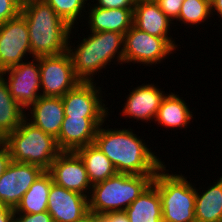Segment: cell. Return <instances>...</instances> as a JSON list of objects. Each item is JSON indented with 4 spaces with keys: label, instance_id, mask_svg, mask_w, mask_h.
<instances>
[{
    "label": "cell",
    "instance_id": "1",
    "mask_svg": "<svg viewBox=\"0 0 222 222\" xmlns=\"http://www.w3.org/2000/svg\"><path fill=\"white\" fill-rule=\"evenodd\" d=\"M104 125L99 126L94 144L112 162L117 173L156 175L165 165L131 128L113 129L107 125L106 129Z\"/></svg>",
    "mask_w": 222,
    "mask_h": 222
},
{
    "label": "cell",
    "instance_id": "2",
    "mask_svg": "<svg viewBox=\"0 0 222 222\" xmlns=\"http://www.w3.org/2000/svg\"><path fill=\"white\" fill-rule=\"evenodd\" d=\"M20 14L27 22L32 57L67 52L69 34L77 27L68 25L49 4L44 0H25Z\"/></svg>",
    "mask_w": 222,
    "mask_h": 222
},
{
    "label": "cell",
    "instance_id": "3",
    "mask_svg": "<svg viewBox=\"0 0 222 222\" xmlns=\"http://www.w3.org/2000/svg\"><path fill=\"white\" fill-rule=\"evenodd\" d=\"M71 37L69 34L67 51L75 75L81 82H95L94 75L110 66L111 62L123 65L124 34L112 31L90 32L88 37H80L83 39L77 41L79 43L75 47L72 46Z\"/></svg>",
    "mask_w": 222,
    "mask_h": 222
},
{
    "label": "cell",
    "instance_id": "4",
    "mask_svg": "<svg viewBox=\"0 0 222 222\" xmlns=\"http://www.w3.org/2000/svg\"><path fill=\"white\" fill-rule=\"evenodd\" d=\"M155 175L116 173L92 185L89 211L98 215L125 211L152 183Z\"/></svg>",
    "mask_w": 222,
    "mask_h": 222
},
{
    "label": "cell",
    "instance_id": "5",
    "mask_svg": "<svg viewBox=\"0 0 222 222\" xmlns=\"http://www.w3.org/2000/svg\"><path fill=\"white\" fill-rule=\"evenodd\" d=\"M2 142L8 147L11 161L24 162L48 170L61 152L56 139L34 126L26 117Z\"/></svg>",
    "mask_w": 222,
    "mask_h": 222
},
{
    "label": "cell",
    "instance_id": "6",
    "mask_svg": "<svg viewBox=\"0 0 222 222\" xmlns=\"http://www.w3.org/2000/svg\"><path fill=\"white\" fill-rule=\"evenodd\" d=\"M166 167L165 164L152 181L161 197L162 222H196V185L181 173H168Z\"/></svg>",
    "mask_w": 222,
    "mask_h": 222
},
{
    "label": "cell",
    "instance_id": "7",
    "mask_svg": "<svg viewBox=\"0 0 222 222\" xmlns=\"http://www.w3.org/2000/svg\"><path fill=\"white\" fill-rule=\"evenodd\" d=\"M173 37H156L134 25L124 34L123 63L142 66L160 64L178 49ZM168 56V57H167Z\"/></svg>",
    "mask_w": 222,
    "mask_h": 222
},
{
    "label": "cell",
    "instance_id": "8",
    "mask_svg": "<svg viewBox=\"0 0 222 222\" xmlns=\"http://www.w3.org/2000/svg\"><path fill=\"white\" fill-rule=\"evenodd\" d=\"M41 96L63 97L81 81L75 75L70 54L39 56Z\"/></svg>",
    "mask_w": 222,
    "mask_h": 222
},
{
    "label": "cell",
    "instance_id": "9",
    "mask_svg": "<svg viewBox=\"0 0 222 222\" xmlns=\"http://www.w3.org/2000/svg\"><path fill=\"white\" fill-rule=\"evenodd\" d=\"M28 55L31 56L30 58H34L30 47L27 22L19 14L0 24V72L29 60Z\"/></svg>",
    "mask_w": 222,
    "mask_h": 222
},
{
    "label": "cell",
    "instance_id": "10",
    "mask_svg": "<svg viewBox=\"0 0 222 222\" xmlns=\"http://www.w3.org/2000/svg\"><path fill=\"white\" fill-rule=\"evenodd\" d=\"M15 101L26 111L41 96L39 59L22 62L0 72ZM7 75V77H6Z\"/></svg>",
    "mask_w": 222,
    "mask_h": 222
},
{
    "label": "cell",
    "instance_id": "11",
    "mask_svg": "<svg viewBox=\"0 0 222 222\" xmlns=\"http://www.w3.org/2000/svg\"><path fill=\"white\" fill-rule=\"evenodd\" d=\"M53 183L89 198L92 185L84 161L74 151H61L47 170Z\"/></svg>",
    "mask_w": 222,
    "mask_h": 222
},
{
    "label": "cell",
    "instance_id": "12",
    "mask_svg": "<svg viewBox=\"0 0 222 222\" xmlns=\"http://www.w3.org/2000/svg\"><path fill=\"white\" fill-rule=\"evenodd\" d=\"M97 82H80L63 97L64 115L70 117H108L102 89ZM103 101V102H102ZM109 113V114H108Z\"/></svg>",
    "mask_w": 222,
    "mask_h": 222
},
{
    "label": "cell",
    "instance_id": "13",
    "mask_svg": "<svg viewBox=\"0 0 222 222\" xmlns=\"http://www.w3.org/2000/svg\"><path fill=\"white\" fill-rule=\"evenodd\" d=\"M44 171L34 164L11 161L0 177V200L15 209L23 195Z\"/></svg>",
    "mask_w": 222,
    "mask_h": 222
},
{
    "label": "cell",
    "instance_id": "14",
    "mask_svg": "<svg viewBox=\"0 0 222 222\" xmlns=\"http://www.w3.org/2000/svg\"><path fill=\"white\" fill-rule=\"evenodd\" d=\"M107 117L64 116L56 142L60 151H74L93 144L98 128Z\"/></svg>",
    "mask_w": 222,
    "mask_h": 222
},
{
    "label": "cell",
    "instance_id": "15",
    "mask_svg": "<svg viewBox=\"0 0 222 222\" xmlns=\"http://www.w3.org/2000/svg\"><path fill=\"white\" fill-rule=\"evenodd\" d=\"M158 87L149 82L133 87L125 97L126 103L124 102L120 115L137 121H147L146 123L155 121L161 102L166 96L165 91H161Z\"/></svg>",
    "mask_w": 222,
    "mask_h": 222
},
{
    "label": "cell",
    "instance_id": "16",
    "mask_svg": "<svg viewBox=\"0 0 222 222\" xmlns=\"http://www.w3.org/2000/svg\"><path fill=\"white\" fill-rule=\"evenodd\" d=\"M89 211L88 197L55 183L48 195L47 212L54 222H74Z\"/></svg>",
    "mask_w": 222,
    "mask_h": 222
},
{
    "label": "cell",
    "instance_id": "17",
    "mask_svg": "<svg viewBox=\"0 0 222 222\" xmlns=\"http://www.w3.org/2000/svg\"><path fill=\"white\" fill-rule=\"evenodd\" d=\"M27 110L30 114L25 113V117L29 122L55 139L58 137L65 116L62 97L40 96Z\"/></svg>",
    "mask_w": 222,
    "mask_h": 222
},
{
    "label": "cell",
    "instance_id": "18",
    "mask_svg": "<svg viewBox=\"0 0 222 222\" xmlns=\"http://www.w3.org/2000/svg\"><path fill=\"white\" fill-rule=\"evenodd\" d=\"M87 6L86 21L88 20L87 29L90 32L112 31L125 34L133 25L134 9L92 7L90 0Z\"/></svg>",
    "mask_w": 222,
    "mask_h": 222
},
{
    "label": "cell",
    "instance_id": "19",
    "mask_svg": "<svg viewBox=\"0 0 222 222\" xmlns=\"http://www.w3.org/2000/svg\"><path fill=\"white\" fill-rule=\"evenodd\" d=\"M171 24L173 22L160 9L155 0L136 1L133 10V25L139 30L156 37H172L169 32L174 24Z\"/></svg>",
    "mask_w": 222,
    "mask_h": 222
},
{
    "label": "cell",
    "instance_id": "20",
    "mask_svg": "<svg viewBox=\"0 0 222 222\" xmlns=\"http://www.w3.org/2000/svg\"><path fill=\"white\" fill-rule=\"evenodd\" d=\"M170 93L163 98L154 122H157L159 126L171 128V130L175 128L178 130L186 129L188 124H191L190 121L193 118L190 105L175 92Z\"/></svg>",
    "mask_w": 222,
    "mask_h": 222
},
{
    "label": "cell",
    "instance_id": "21",
    "mask_svg": "<svg viewBox=\"0 0 222 222\" xmlns=\"http://www.w3.org/2000/svg\"><path fill=\"white\" fill-rule=\"evenodd\" d=\"M130 222H162L161 197L151 183L124 211Z\"/></svg>",
    "mask_w": 222,
    "mask_h": 222
},
{
    "label": "cell",
    "instance_id": "22",
    "mask_svg": "<svg viewBox=\"0 0 222 222\" xmlns=\"http://www.w3.org/2000/svg\"><path fill=\"white\" fill-rule=\"evenodd\" d=\"M208 187L207 190L206 188L202 190V193L196 188L195 220L196 222H222V176Z\"/></svg>",
    "mask_w": 222,
    "mask_h": 222
},
{
    "label": "cell",
    "instance_id": "23",
    "mask_svg": "<svg viewBox=\"0 0 222 222\" xmlns=\"http://www.w3.org/2000/svg\"><path fill=\"white\" fill-rule=\"evenodd\" d=\"M52 184V177L45 170L23 195L14 213L36 214L47 211L48 195Z\"/></svg>",
    "mask_w": 222,
    "mask_h": 222
},
{
    "label": "cell",
    "instance_id": "24",
    "mask_svg": "<svg viewBox=\"0 0 222 222\" xmlns=\"http://www.w3.org/2000/svg\"><path fill=\"white\" fill-rule=\"evenodd\" d=\"M76 152L84 161L91 185L105 181L117 173L112 162L94 143L82 147Z\"/></svg>",
    "mask_w": 222,
    "mask_h": 222
},
{
    "label": "cell",
    "instance_id": "25",
    "mask_svg": "<svg viewBox=\"0 0 222 222\" xmlns=\"http://www.w3.org/2000/svg\"><path fill=\"white\" fill-rule=\"evenodd\" d=\"M26 111L13 99L0 73V139L13 132L25 118Z\"/></svg>",
    "mask_w": 222,
    "mask_h": 222
},
{
    "label": "cell",
    "instance_id": "26",
    "mask_svg": "<svg viewBox=\"0 0 222 222\" xmlns=\"http://www.w3.org/2000/svg\"><path fill=\"white\" fill-rule=\"evenodd\" d=\"M211 5L205 0H184L181 6V10L178 16L179 23L186 25L202 24L208 21L211 16Z\"/></svg>",
    "mask_w": 222,
    "mask_h": 222
},
{
    "label": "cell",
    "instance_id": "27",
    "mask_svg": "<svg viewBox=\"0 0 222 222\" xmlns=\"http://www.w3.org/2000/svg\"><path fill=\"white\" fill-rule=\"evenodd\" d=\"M49 4L68 25L75 27L81 19L85 20L84 15L86 12V5L89 4L88 0H44ZM91 1V0H90ZM84 12V13H83ZM83 16V18H81ZM81 18V19H80ZM78 19V20H77Z\"/></svg>",
    "mask_w": 222,
    "mask_h": 222
},
{
    "label": "cell",
    "instance_id": "28",
    "mask_svg": "<svg viewBox=\"0 0 222 222\" xmlns=\"http://www.w3.org/2000/svg\"><path fill=\"white\" fill-rule=\"evenodd\" d=\"M21 6L15 0H0V24L17 17Z\"/></svg>",
    "mask_w": 222,
    "mask_h": 222
},
{
    "label": "cell",
    "instance_id": "29",
    "mask_svg": "<svg viewBox=\"0 0 222 222\" xmlns=\"http://www.w3.org/2000/svg\"><path fill=\"white\" fill-rule=\"evenodd\" d=\"M160 9L166 14L171 21L178 19L181 6L184 0H155Z\"/></svg>",
    "mask_w": 222,
    "mask_h": 222
},
{
    "label": "cell",
    "instance_id": "30",
    "mask_svg": "<svg viewBox=\"0 0 222 222\" xmlns=\"http://www.w3.org/2000/svg\"><path fill=\"white\" fill-rule=\"evenodd\" d=\"M137 0H95L92 6L99 8H121V9H134Z\"/></svg>",
    "mask_w": 222,
    "mask_h": 222
},
{
    "label": "cell",
    "instance_id": "31",
    "mask_svg": "<svg viewBox=\"0 0 222 222\" xmlns=\"http://www.w3.org/2000/svg\"><path fill=\"white\" fill-rule=\"evenodd\" d=\"M14 222H54L51 215L47 212L36 214H14Z\"/></svg>",
    "mask_w": 222,
    "mask_h": 222
},
{
    "label": "cell",
    "instance_id": "32",
    "mask_svg": "<svg viewBox=\"0 0 222 222\" xmlns=\"http://www.w3.org/2000/svg\"><path fill=\"white\" fill-rule=\"evenodd\" d=\"M97 222H130L124 211L109 212L98 215Z\"/></svg>",
    "mask_w": 222,
    "mask_h": 222
},
{
    "label": "cell",
    "instance_id": "33",
    "mask_svg": "<svg viewBox=\"0 0 222 222\" xmlns=\"http://www.w3.org/2000/svg\"><path fill=\"white\" fill-rule=\"evenodd\" d=\"M11 162L10 152L8 147L1 142L0 143V177L5 172L7 166Z\"/></svg>",
    "mask_w": 222,
    "mask_h": 222
},
{
    "label": "cell",
    "instance_id": "34",
    "mask_svg": "<svg viewBox=\"0 0 222 222\" xmlns=\"http://www.w3.org/2000/svg\"><path fill=\"white\" fill-rule=\"evenodd\" d=\"M14 209L6 206L0 211V222H14Z\"/></svg>",
    "mask_w": 222,
    "mask_h": 222
},
{
    "label": "cell",
    "instance_id": "35",
    "mask_svg": "<svg viewBox=\"0 0 222 222\" xmlns=\"http://www.w3.org/2000/svg\"><path fill=\"white\" fill-rule=\"evenodd\" d=\"M216 12V13H215ZM211 14L214 16L216 14L222 20V0H215L211 4Z\"/></svg>",
    "mask_w": 222,
    "mask_h": 222
},
{
    "label": "cell",
    "instance_id": "36",
    "mask_svg": "<svg viewBox=\"0 0 222 222\" xmlns=\"http://www.w3.org/2000/svg\"><path fill=\"white\" fill-rule=\"evenodd\" d=\"M98 214L88 211L84 216L74 222H97Z\"/></svg>",
    "mask_w": 222,
    "mask_h": 222
},
{
    "label": "cell",
    "instance_id": "37",
    "mask_svg": "<svg viewBox=\"0 0 222 222\" xmlns=\"http://www.w3.org/2000/svg\"><path fill=\"white\" fill-rule=\"evenodd\" d=\"M6 205L0 200V211H2Z\"/></svg>",
    "mask_w": 222,
    "mask_h": 222
},
{
    "label": "cell",
    "instance_id": "38",
    "mask_svg": "<svg viewBox=\"0 0 222 222\" xmlns=\"http://www.w3.org/2000/svg\"><path fill=\"white\" fill-rule=\"evenodd\" d=\"M20 6H22V4H23V2L25 1V0H15Z\"/></svg>",
    "mask_w": 222,
    "mask_h": 222
},
{
    "label": "cell",
    "instance_id": "39",
    "mask_svg": "<svg viewBox=\"0 0 222 222\" xmlns=\"http://www.w3.org/2000/svg\"><path fill=\"white\" fill-rule=\"evenodd\" d=\"M205 1L211 5L215 0H205Z\"/></svg>",
    "mask_w": 222,
    "mask_h": 222
}]
</instances>
